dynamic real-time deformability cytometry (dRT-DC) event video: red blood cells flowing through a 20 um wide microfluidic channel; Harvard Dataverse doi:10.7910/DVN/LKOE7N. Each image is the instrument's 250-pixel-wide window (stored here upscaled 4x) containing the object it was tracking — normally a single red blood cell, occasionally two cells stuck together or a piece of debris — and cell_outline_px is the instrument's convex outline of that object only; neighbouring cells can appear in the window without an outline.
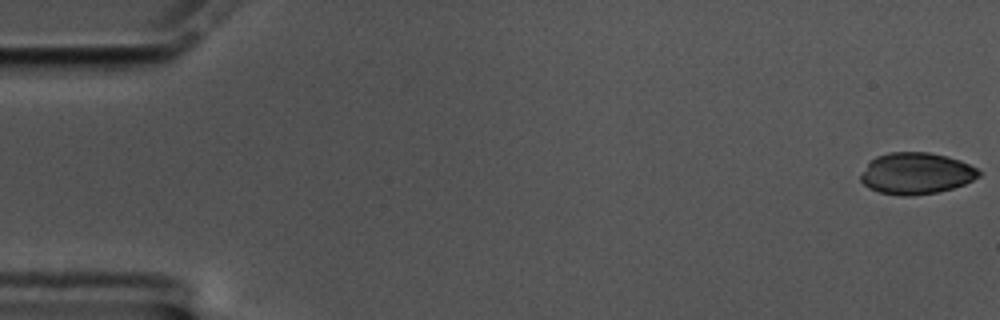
{"species": "common noctule bat (a hibernating species)", "species_latin": "Nyctalus noctula", "temperature_condition": "cold", "stored_images_in_passage": 59, "camera_frame_rate_fps": 3000, "um_per_image_px": 0.085, "animal": {"sex": "male", "body_mass_g": 17.5, "forearm_length_mm": 52.3}, "frame": {"image": 1, "passage_image": 1, "time_ms": 0.0, "image_size_px": [1000, 320], "cell_outline_px": [[980, 176], [964, 184], [952, 188], [936, 192], [908, 196], [900, 196], [880, 192], [868, 188], [860, 180], [860, 176], [868, 160], [876, 156], [888, 152], [928, 152], [948, 156], [960, 160], [976, 168], [980, 172]], "centroid_in_image_um": [77.83, 14.73], "position_along_channel_um": 7.2, "area_um2": 28.67}}
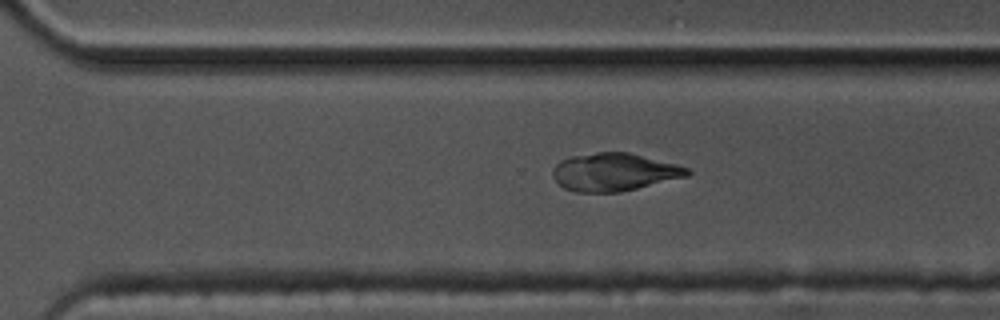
{"frame": {"image": 2, "passage_image": 41, "time_ms": 13.333, "image_size_px": [1000, 320], "cell_outline_px": [[692, 172], [688, 176], [620, 192], [576, 192], [564, 188], [552, 176], [552, 168], [560, 160], [568, 156], [596, 152], [628, 152], [676, 164], [688, 168]], "centroid_in_image_um": [52.17, 14.62], "position_along_channel_um": 318.4, "area_um2": 29.71}}
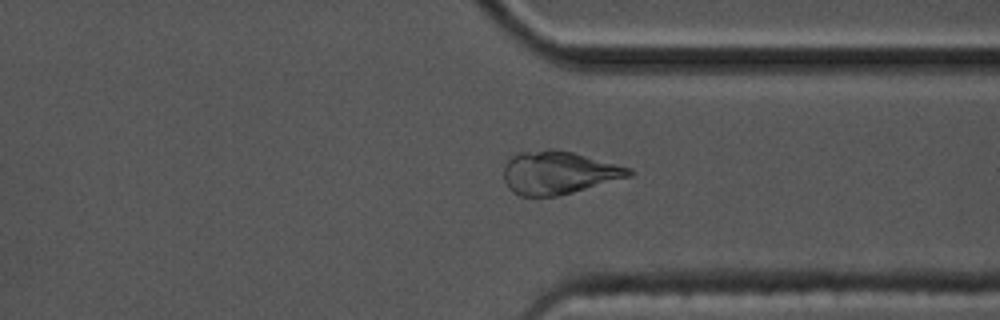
{"frame": {"image": 3, "passage_image": 45, "time_ms": 14.667, "image_size_px": [1000, 320], "cell_outline_px": [[636, 172], [632, 176], [560, 196], [520, 196], [512, 192], [508, 188], [504, 180], [504, 164], [516, 152], [548, 148], [552, 148], [572, 152], [632, 168]], "centroid_in_image_um": [47.47, 14.67], "position_along_channel_um": 363.9, "area_um2": 31.85}}